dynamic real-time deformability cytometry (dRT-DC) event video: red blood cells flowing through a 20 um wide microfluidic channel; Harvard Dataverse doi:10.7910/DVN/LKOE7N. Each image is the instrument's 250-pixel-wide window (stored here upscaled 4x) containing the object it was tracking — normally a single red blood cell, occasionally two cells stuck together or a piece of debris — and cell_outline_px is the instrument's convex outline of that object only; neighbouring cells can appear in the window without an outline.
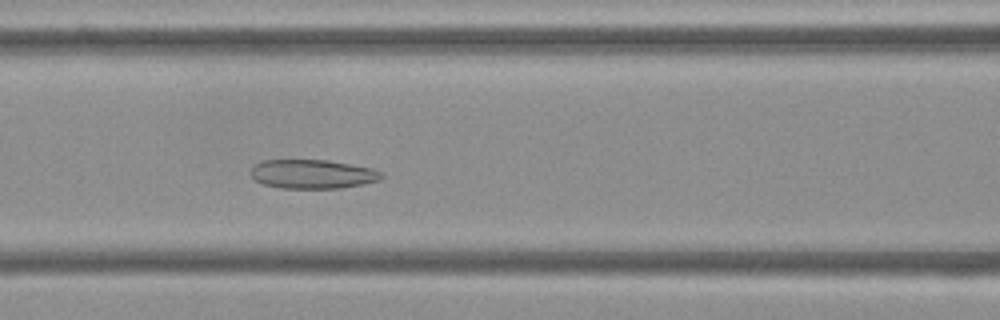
{"species": "Egyptian fruit bat (a non-hibernating species)", "species_latin": "Rousettus aegyptiacus", "temperature_condition": "cold", "stored_images_in_passage": 53, "camera_frame_rate_fps": 3000, "um_per_image_px": 0.085, "frame": {"image": 1, "passage_image": 22, "time_ms": 7.0, "image_size_px": [1000, 320], "cell_outline_px": [[384, 176], [380, 180], [340, 188], [280, 188], [264, 184], [256, 180], [252, 176], [252, 168], [256, 164], [264, 160], [328, 160], [372, 168], [384, 172]], "centroid_in_image_um": [26.61, 14.79], "position_along_channel_um": 140.0, "area_um2": 21.96}}
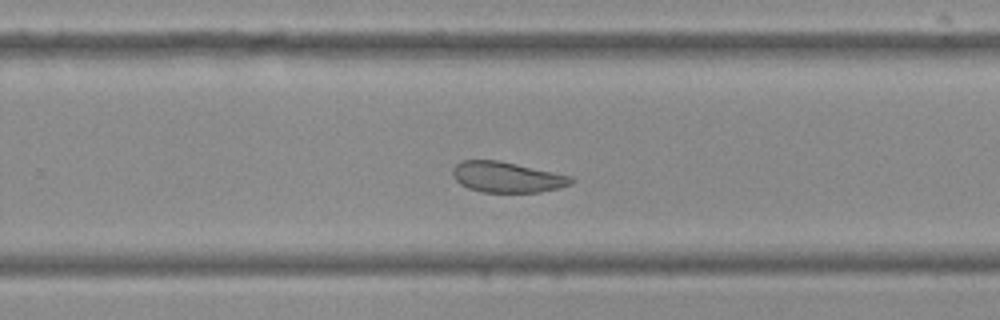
{"frame": {"image": 2, "passage_image": 34, "time_ms": 11.0, "image_size_px": [1000, 320], "cell_outline_px": [[576, 180], [572, 184], [560, 188], [540, 192], [484, 192], [468, 188], [460, 184], [452, 176], [452, 168], [460, 160], [500, 160], [572, 176]], "centroid_in_image_um": [43.1, 15.05], "position_along_channel_um": 286.7, "area_um2": 21.39}}
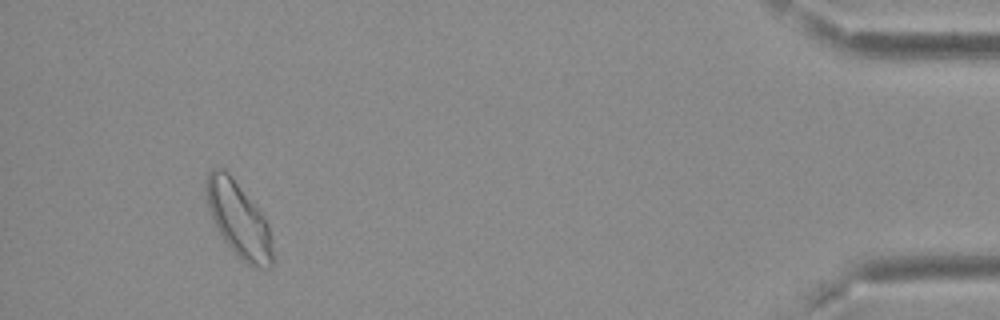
{"frame": {"image": 3, "passage_image": 50, "time_ms": 16.333, "image_size_px": [1000, 320], "cell_outline_px": [[272, 264], [268, 268], [252, 268], [244, 264], [224, 240], [216, 228], [212, 220], [208, 208], [204, 188], [204, 180], [208, 172], [212, 168], [224, 168], [228, 172], [264, 216], [268, 224], [272, 252]], "centroid_in_image_um": [20.23, 18.66], "position_along_channel_um": 415.0, "area_um2": 29.19}, "authors_computed_cell_mechanics": {"area_um2": 25.0274, "velocity_mm_per_s": 3.6809, "shape_relaxation_time_tau1_ms": null, "shape_relaxation_time_tau2_ms": 2.7439, "deformation_change_tau1": null, "deformation_change_tau2": 0.0791}}